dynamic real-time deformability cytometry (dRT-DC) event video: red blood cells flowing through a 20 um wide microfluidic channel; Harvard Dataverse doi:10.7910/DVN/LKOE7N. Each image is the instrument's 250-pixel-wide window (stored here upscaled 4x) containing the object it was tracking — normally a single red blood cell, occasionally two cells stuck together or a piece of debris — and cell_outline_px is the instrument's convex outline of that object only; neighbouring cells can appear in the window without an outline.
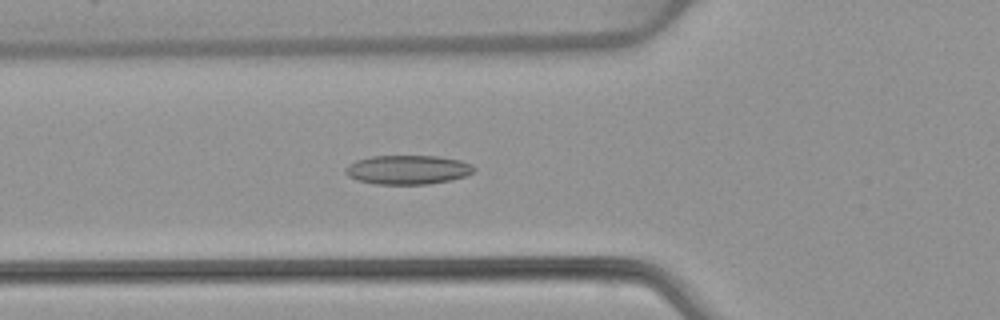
{"species": "common noctule bat (a hibernating species)", "species_latin": "Nyctalus noctula", "temperature_condition": "warm", "stored_images_in_passage": 52, "camera_frame_rate_fps": 3000, "um_per_image_px": 0.085, "animal": {"sex": "female", "body_mass_g": 22.7, "forearm_length_mm": 54.2}, "frame": {"image": 1, "passage_image": 19, "time_ms": 6.0, "image_size_px": [1000, 320], "cell_outline_px": [[476, 168], [472, 172], [464, 176], [452, 180], [428, 184], [376, 184], [360, 180], [348, 176], [344, 172], [344, 168], [348, 164], [356, 160], [372, 156], [436, 156], [460, 160], [472, 164]], "centroid_in_image_um": [34.65, 14.42], "position_along_channel_um": 91.1, "area_um2": 21.79}}
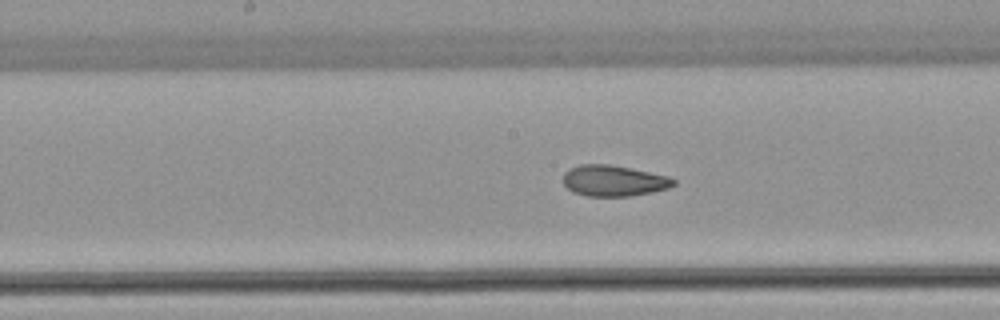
{"frame": {"image": 2, "passage_image": 27, "time_ms": 8.667, "image_size_px": [1000, 320], "cell_outline_px": [[676, 184], [668, 188], [652, 192], [632, 196], [588, 196], [572, 192], [564, 184], [564, 172], [568, 168], [580, 164], [608, 164], [668, 176], [676, 180]], "centroid_in_image_um": [52.15, 15.36], "position_along_channel_um": 196.1, "area_um2": 19.88}}
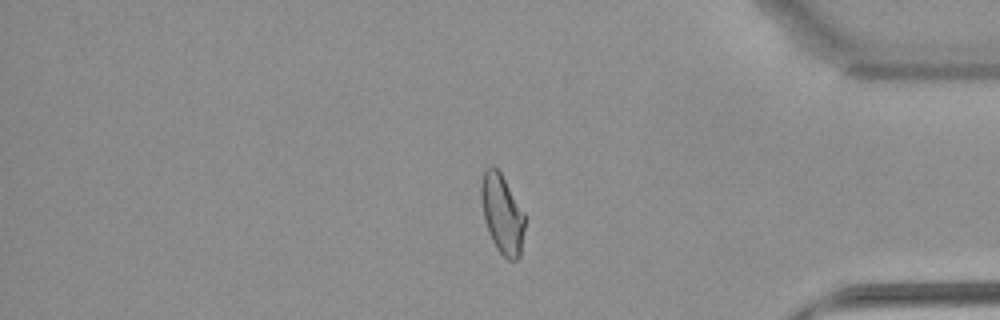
{"frame": {"image": 3, "passage_image": 44, "time_ms": 14.333, "image_size_px": [1000, 320], "cell_outline_px": [[524, 228], [520, 256], [516, 260], [508, 260], [496, 248], [488, 232], [484, 216], [480, 196], [480, 184], [484, 168], [488, 164], [492, 164], [500, 172], [524, 212]], "centroid_in_image_um": [42.66, 18.14], "position_along_channel_um": 392.5, "area_um2": 20.17}, "authors_computed_cell_mechanics": {"area_um2": 20.8947, "velocity_mm_per_s": 3.9119, "shape_relaxation_time_tau1_ms": 10.9553, "shape_relaxation_time_tau2_ms": 1.4789, "deformation_change_tau1": 0.2276, "deformation_change_tau2": 0.0856}}